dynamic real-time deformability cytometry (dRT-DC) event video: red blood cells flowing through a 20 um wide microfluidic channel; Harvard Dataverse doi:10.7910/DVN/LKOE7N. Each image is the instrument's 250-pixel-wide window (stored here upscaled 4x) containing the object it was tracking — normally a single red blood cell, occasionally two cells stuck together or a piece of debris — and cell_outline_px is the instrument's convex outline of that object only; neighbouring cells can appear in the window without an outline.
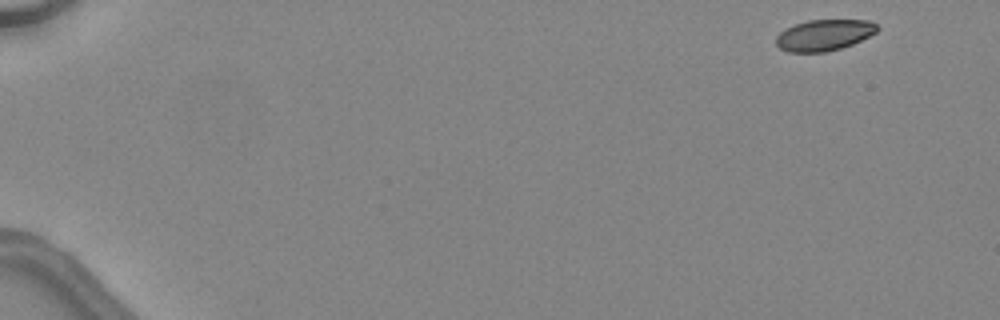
{"species": "common noctule bat (a hibernating species)", "species_latin": "Nyctalus noctula", "temperature_condition": "warm", "stored_images_in_passage": 17, "camera_frame_rate_fps": 3000, "um_per_image_px": 0.085, "animal": {"sex": "female", "body_mass_g": 24.6, "forearm_length_mm": 56.2}, "frame": {"image": 1, "passage_image": 1, "time_ms": 0.0, "image_size_px": [1000, 320], "cell_outline_px": [[880, 28], [876, 32], [852, 44], [840, 48], [824, 52], [788, 52], [780, 48], [776, 44], [776, 36], [780, 32], [796, 24], [808, 20], [872, 20]], "centroid_in_image_um": [70.06, 2.98], "position_along_channel_um": 14.9, "area_um2": 18.21}}
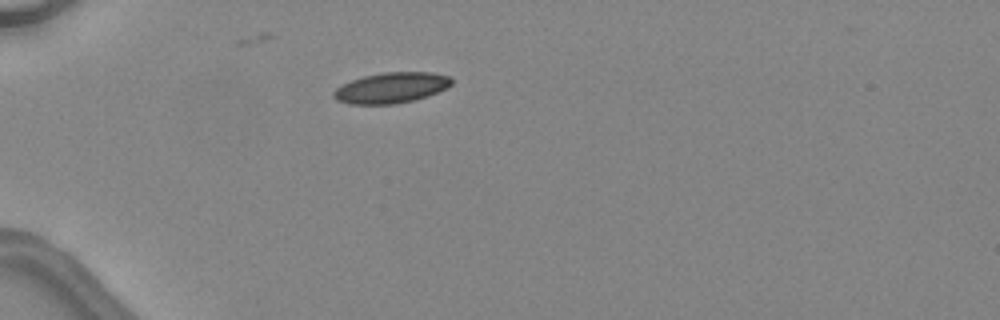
{"frame": {"image": 2, "passage_image": 13, "time_ms": 4.0, "image_size_px": [1000, 320], "cell_outline_px": [[452, 84], [428, 96], [416, 100], [396, 104], [348, 104], [336, 100], [332, 96], [332, 92], [336, 88], [352, 80], [364, 76], [384, 72], [432, 72], [452, 76]], "centroid_in_image_um": [33.26, 7.46], "position_along_channel_um": 51.7, "area_um2": 21.15}}